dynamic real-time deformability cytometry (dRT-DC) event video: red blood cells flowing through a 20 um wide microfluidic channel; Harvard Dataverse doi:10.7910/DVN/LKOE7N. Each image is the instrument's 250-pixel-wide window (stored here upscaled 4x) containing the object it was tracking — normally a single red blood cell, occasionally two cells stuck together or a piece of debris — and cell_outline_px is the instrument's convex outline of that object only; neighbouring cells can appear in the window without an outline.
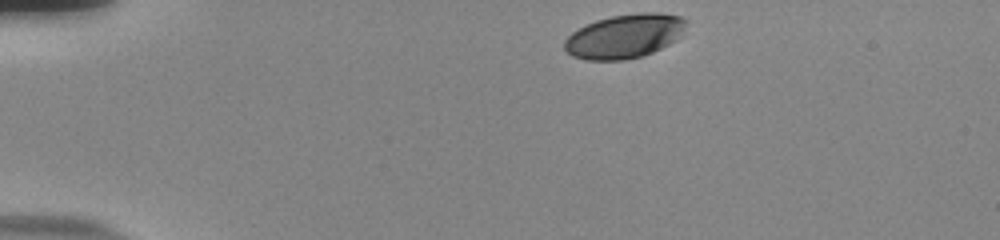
{"species": "human", "species_latin": "Homo sapiens", "temperature_condition": "room temperature", "stored_images_in_passage": 38, "camera_frame_rate_fps": 3000, "um_per_image_px": 0.085, "donor": {"sex": "male"}, "frame": {"image": 1, "passage_image": 1, "time_ms": 0.0, "image_size_px": [1000, 240], "cell_outline_px": [[688, 20], [684, 28], [676, 40], [652, 52], [640, 56], [624, 60], [588, 60], [572, 56], [564, 48], [564, 40], [572, 32], [596, 20], [612, 16], [640, 12], [656, 12], [680, 16]], "centroid_in_image_um": [53.08, 3.07], "position_along_channel_um": 31.9, "area_um2": 30.98}}
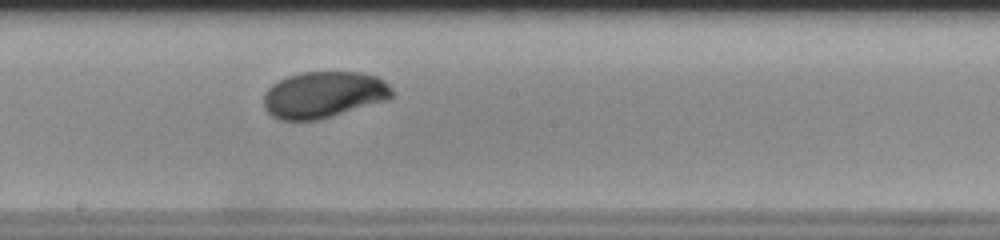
{"frame": {"image": 2, "passage_image": 22, "time_ms": 7.0, "image_size_px": [1000, 240], "cell_outline_px": [[392, 96], [388, 100], [332, 116], [316, 120], [280, 120], [272, 116], [264, 108], [264, 92], [272, 84], [288, 76], [300, 72], [360, 72], [376, 76], [384, 80], [392, 88]], "centroid_in_image_um": [27.51, 8.05], "position_along_channel_um": 220.7, "area_um2": 34.8}}
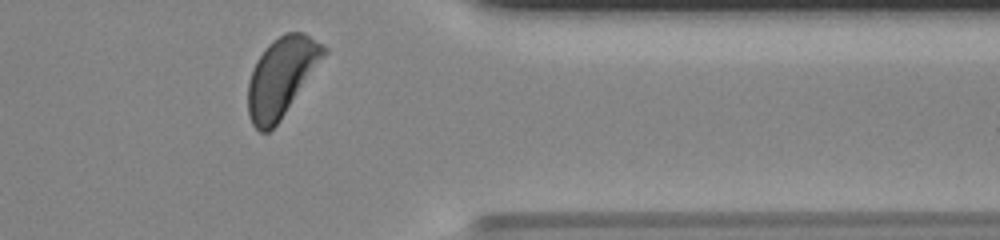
{"frame": {"image": 3, "passage_image": 36, "time_ms": 11.667, "image_size_px": [1000, 240], "cell_outline_px": [[328, 52], [280, 120], [268, 132], [260, 132], [252, 124], [248, 116], [248, 80], [252, 68], [256, 60], [264, 48], [272, 40], [288, 32], [300, 32], [324, 44], [328, 48]], "centroid_in_image_um": [23.91, 6.53], "position_along_channel_um": 387.5, "area_um2": 34.74}, "authors_computed_cell_mechanics": {"area_um2": 33.9864, "velocity_mm_per_s": 3.7593, "shape_relaxation_time_tau1_ms": 3.0762, "shape_relaxation_time_tau2_ms": null, "deformation_change_tau1": 0.1547, "deformation_change_tau2": null}}